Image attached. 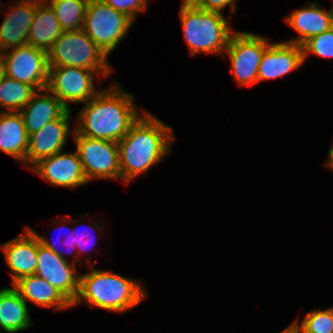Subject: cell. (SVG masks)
I'll use <instances>...</instances> for the list:
<instances>
[{
	"instance_id": "6da1fadb",
	"label": "cell",
	"mask_w": 333,
	"mask_h": 333,
	"mask_svg": "<svg viewBox=\"0 0 333 333\" xmlns=\"http://www.w3.org/2000/svg\"><path fill=\"white\" fill-rule=\"evenodd\" d=\"M119 83L101 90L84 103L77 114L78 127L73 135L119 142L141 117L133 96L120 89Z\"/></svg>"
},
{
	"instance_id": "7a4b0ae2",
	"label": "cell",
	"mask_w": 333,
	"mask_h": 333,
	"mask_svg": "<svg viewBox=\"0 0 333 333\" xmlns=\"http://www.w3.org/2000/svg\"><path fill=\"white\" fill-rule=\"evenodd\" d=\"M141 114L118 142L121 179L126 183L160 162L175 139L170 126L145 110Z\"/></svg>"
},
{
	"instance_id": "3957f363",
	"label": "cell",
	"mask_w": 333,
	"mask_h": 333,
	"mask_svg": "<svg viewBox=\"0 0 333 333\" xmlns=\"http://www.w3.org/2000/svg\"><path fill=\"white\" fill-rule=\"evenodd\" d=\"M141 285L135 279L92 267L89 273L80 275L79 292L72 306L85 301L92 307L121 313L146 298Z\"/></svg>"
},
{
	"instance_id": "277c9868",
	"label": "cell",
	"mask_w": 333,
	"mask_h": 333,
	"mask_svg": "<svg viewBox=\"0 0 333 333\" xmlns=\"http://www.w3.org/2000/svg\"><path fill=\"white\" fill-rule=\"evenodd\" d=\"M179 17L191 56L201 52L223 56L234 30L222 13L200 9L189 1L182 2Z\"/></svg>"
},
{
	"instance_id": "5b68a950",
	"label": "cell",
	"mask_w": 333,
	"mask_h": 333,
	"mask_svg": "<svg viewBox=\"0 0 333 333\" xmlns=\"http://www.w3.org/2000/svg\"><path fill=\"white\" fill-rule=\"evenodd\" d=\"M107 55L83 29L64 31L48 51L49 67H79L94 72H111Z\"/></svg>"
},
{
	"instance_id": "8992f818",
	"label": "cell",
	"mask_w": 333,
	"mask_h": 333,
	"mask_svg": "<svg viewBox=\"0 0 333 333\" xmlns=\"http://www.w3.org/2000/svg\"><path fill=\"white\" fill-rule=\"evenodd\" d=\"M133 21L102 0H89L82 29L108 56L125 37Z\"/></svg>"
},
{
	"instance_id": "52a82bcc",
	"label": "cell",
	"mask_w": 333,
	"mask_h": 333,
	"mask_svg": "<svg viewBox=\"0 0 333 333\" xmlns=\"http://www.w3.org/2000/svg\"><path fill=\"white\" fill-rule=\"evenodd\" d=\"M268 39L246 31H234L224 52L227 54L233 78L238 85L258 83V68L265 49L271 44Z\"/></svg>"
},
{
	"instance_id": "ba28073f",
	"label": "cell",
	"mask_w": 333,
	"mask_h": 333,
	"mask_svg": "<svg viewBox=\"0 0 333 333\" xmlns=\"http://www.w3.org/2000/svg\"><path fill=\"white\" fill-rule=\"evenodd\" d=\"M111 72H94L79 67H49L46 88L68 109L70 103H86L101 90L95 89L94 77L108 76ZM95 74V75H94Z\"/></svg>"
},
{
	"instance_id": "9c48e42d",
	"label": "cell",
	"mask_w": 333,
	"mask_h": 333,
	"mask_svg": "<svg viewBox=\"0 0 333 333\" xmlns=\"http://www.w3.org/2000/svg\"><path fill=\"white\" fill-rule=\"evenodd\" d=\"M83 172L92 179H121L118 142L74 135Z\"/></svg>"
},
{
	"instance_id": "30bf717a",
	"label": "cell",
	"mask_w": 333,
	"mask_h": 333,
	"mask_svg": "<svg viewBox=\"0 0 333 333\" xmlns=\"http://www.w3.org/2000/svg\"><path fill=\"white\" fill-rule=\"evenodd\" d=\"M3 56L7 77L33 86L36 90L46 88L49 74L48 52L26 44L4 51Z\"/></svg>"
},
{
	"instance_id": "8fae6325",
	"label": "cell",
	"mask_w": 333,
	"mask_h": 333,
	"mask_svg": "<svg viewBox=\"0 0 333 333\" xmlns=\"http://www.w3.org/2000/svg\"><path fill=\"white\" fill-rule=\"evenodd\" d=\"M78 254L70 264L38 240V263L35 274L57 288L71 303L79 292L80 275L77 274L76 263L80 261Z\"/></svg>"
},
{
	"instance_id": "7c38bea8",
	"label": "cell",
	"mask_w": 333,
	"mask_h": 333,
	"mask_svg": "<svg viewBox=\"0 0 333 333\" xmlns=\"http://www.w3.org/2000/svg\"><path fill=\"white\" fill-rule=\"evenodd\" d=\"M30 170L55 186L75 188L88 183L77 151H60L39 160Z\"/></svg>"
},
{
	"instance_id": "4fadbf2b",
	"label": "cell",
	"mask_w": 333,
	"mask_h": 333,
	"mask_svg": "<svg viewBox=\"0 0 333 333\" xmlns=\"http://www.w3.org/2000/svg\"><path fill=\"white\" fill-rule=\"evenodd\" d=\"M70 113L71 110H67L59 119L29 135L25 166L32 167L39 160L63 150L70 132Z\"/></svg>"
},
{
	"instance_id": "5bb4252c",
	"label": "cell",
	"mask_w": 333,
	"mask_h": 333,
	"mask_svg": "<svg viewBox=\"0 0 333 333\" xmlns=\"http://www.w3.org/2000/svg\"><path fill=\"white\" fill-rule=\"evenodd\" d=\"M24 228L25 234L0 244L11 270L12 285L22 277L34 275L38 263V238L28 227Z\"/></svg>"
},
{
	"instance_id": "9a60e30c",
	"label": "cell",
	"mask_w": 333,
	"mask_h": 333,
	"mask_svg": "<svg viewBox=\"0 0 333 333\" xmlns=\"http://www.w3.org/2000/svg\"><path fill=\"white\" fill-rule=\"evenodd\" d=\"M304 63L303 48L299 44L273 42L264 51L258 68V82L280 78Z\"/></svg>"
},
{
	"instance_id": "2e32d148",
	"label": "cell",
	"mask_w": 333,
	"mask_h": 333,
	"mask_svg": "<svg viewBox=\"0 0 333 333\" xmlns=\"http://www.w3.org/2000/svg\"><path fill=\"white\" fill-rule=\"evenodd\" d=\"M16 4L15 7L12 5L9 12L6 11V18L0 26L1 52L28 44V34L36 10V0H20Z\"/></svg>"
},
{
	"instance_id": "e0dca14e",
	"label": "cell",
	"mask_w": 333,
	"mask_h": 333,
	"mask_svg": "<svg viewBox=\"0 0 333 333\" xmlns=\"http://www.w3.org/2000/svg\"><path fill=\"white\" fill-rule=\"evenodd\" d=\"M286 23L299 33V37L287 43L302 46L308 39L319 35L333 27V10H323L320 4H306L305 7L295 10L285 18Z\"/></svg>"
},
{
	"instance_id": "ac0fdd59",
	"label": "cell",
	"mask_w": 333,
	"mask_h": 333,
	"mask_svg": "<svg viewBox=\"0 0 333 333\" xmlns=\"http://www.w3.org/2000/svg\"><path fill=\"white\" fill-rule=\"evenodd\" d=\"M67 110L63 103L45 88L37 90L31 101L19 113L22 116L25 130L30 135L39 131L48 122L59 119Z\"/></svg>"
},
{
	"instance_id": "d6986e66",
	"label": "cell",
	"mask_w": 333,
	"mask_h": 333,
	"mask_svg": "<svg viewBox=\"0 0 333 333\" xmlns=\"http://www.w3.org/2000/svg\"><path fill=\"white\" fill-rule=\"evenodd\" d=\"M20 296L42 308L62 310L72 307V303L45 279L34 274L20 278L13 284Z\"/></svg>"
},
{
	"instance_id": "ffe728a7",
	"label": "cell",
	"mask_w": 333,
	"mask_h": 333,
	"mask_svg": "<svg viewBox=\"0 0 333 333\" xmlns=\"http://www.w3.org/2000/svg\"><path fill=\"white\" fill-rule=\"evenodd\" d=\"M63 32L48 0H36V10L28 34V44L48 52Z\"/></svg>"
},
{
	"instance_id": "44dd1931",
	"label": "cell",
	"mask_w": 333,
	"mask_h": 333,
	"mask_svg": "<svg viewBox=\"0 0 333 333\" xmlns=\"http://www.w3.org/2000/svg\"><path fill=\"white\" fill-rule=\"evenodd\" d=\"M28 139L20 113L0 110V151L24 163Z\"/></svg>"
},
{
	"instance_id": "7402d4cb",
	"label": "cell",
	"mask_w": 333,
	"mask_h": 333,
	"mask_svg": "<svg viewBox=\"0 0 333 333\" xmlns=\"http://www.w3.org/2000/svg\"><path fill=\"white\" fill-rule=\"evenodd\" d=\"M31 321L27 302L19 292L14 287L0 289V327L16 333L29 328Z\"/></svg>"
},
{
	"instance_id": "603a6c76",
	"label": "cell",
	"mask_w": 333,
	"mask_h": 333,
	"mask_svg": "<svg viewBox=\"0 0 333 333\" xmlns=\"http://www.w3.org/2000/svg\"><path fill=\"white\" fill-rule=\"evenodd\" d=\"M37 90L30 85L4 75L0 80V107L7 112H19Z\"/></svg>"
},
{
	"instance_id": "cb8c5ba5",
	"label": "cell",
	"mask_w": 333,
	"mask_h": 333,
	"mask_svg": "<svg viewBox=\"0 0 333 333\" xmlns=\"http://www.w3.org/2000/svg\"><path fill=\"white\" fill-rule=\"evenodd\" d=\"M89 0H49L63 31L81 30Z\"/></svg>"
},
{
	"instance_id": "d4e9b609",
	"label": "cell",
	"mask_w": 333,
	"mask_h": 333,
	"mask_svg": "<svg viewBox=\"0 0 333 333\" xmlns=\"http://www.w3.org/2000/svg\"><path fill=\"white\" fill-rule=\"evenodd\" d=\"M301 333H333V307L325 310H312L299 324L295 321Z\"/></svg>"
},
{
	"instance_id": "484cf974",
	"label": "cell",
	"mask_w": 333,
	"mask_h": 333,
	"mask_svg": "<svg viewBox=\"0 0 333 333\" xmlns=\"http://www.w3.org/2000/svg\"><path fill=\"white\" fill-rule=\"evenodd\" d=\"M302 48L304 61L312 53L324 58H333V27L308 39Z\"/></svg>"
},
{
	"instance_id": "4316f807",
	"label": "cell",
	"mask_w": 333,
	"mask_h": 333,
	"mask_svg": "<svg viewBox=\"0 0 333 333\" xmlns=\"http://www.w3.org/2000/svg\"><path fill=\"white\" fill-rule=\"evenodd\" d=\"M113 9L125 14L132 21L135 20L138 12L147 8L148 0H102Z\"/></svg>"
},
{
	"instance_id": "83f0119b",
	"label": "cell",
	"mask_w": 333,
	"mask_h": 333,
	"mask_svg": "<svg viewBox=\"0 0 333 333\" xmlns=\"http://www.w3.org/2000/svg\"><path fill=\"white\" fill-rule=\"evenodd\" d=\"M191 1L196 7L206 10V11H216L222 13L226 6H231V15L236 10L237 0H182V2Z\"/></svg>"
},
{
	"instance_id": "f1b7e54d",
	"label": "cell",
	"mask_w": 333,
	"mask_h": 333,
	"mask_svg": "<svg viewBox=\"0 0 333 333\" xmlns=\"http://www.w3.org/2000/svg\"><path fill=\"white\" fill-rule=\"evenodd\" d=\"M28 228L36 235V237L38 238L39 242L42 245H44L45 247H47L50 250H52L54 253H56L57 255H59L62 259L66 260V258L64 257L65 253L64 252L61 253V251L57 248V246H55L53 243H50L47 238L45 239L44 237H42L41 235H39L37 232H35L32 228H30L29 226H28ZM69 234H68L69 235L68 239L66 238L64 240L65 244H63V245L68 246L67 248L72 249V248L76 247V245H75V238L76 237L73 236V230H71L69 232ZM60 241H62V240H60ZM70 251L72 252V250H70Z\"/></svg>"
},
{
	"instance_id": "f546056e",
	"label": "cell",
	"mask_w": 333,
	"mask_h": 333,
	"mask_svg": "<svg viewBox=\"0 0 333 333\" xmlns=\"http://www.w3.org/2000/svg\"><path fill=\"white\" fill-rule=\"evenodd\" d=\"M73 229V236H75V245L76 248L79 249L80 251L82 249L87 250V247L90 245V242L92 241V237L91 234L85 230V231H81V233H79L77 230L75 231L74 228ZM77 233V234H76ZM92 238V239H91ZM94 240V239H93ZM93 242V241H92ZM91 250V249H90Z\"/></svg>"
},
{
	"instance_id": "4dcf8cb0",
	"label": "cell",
	"mask_w": 333,
	"mask_h": 333,
	"mask_svg": "<svg viewBox=\"0 0 333 333\" xmlns=\"http://www.w3.org/2000/svg\"><path fill=\"white\" fill-rule=\"evenodd\" d=\"M280 333H301V332L296 323L293 322L291 325H289L285 330H283Z\"/></svg>"
},
{
	"instance_id": "1f68e13d",
	"label": "cell",
	"mask_w": 333,
	"mask_h": 333,
	"mask_svg": "<svg viewBox=\"0 0 333 333\" xmlns=\"http://www.w3.org/2000/svg\"><path fill=\"white\" fill-rule=\"evenodd\" d=\"M328 160L326 161V167H331L333 169V145L328 151Z\"/></svg>"
},
{
	"instance_id": "d6a6232c",
	"label": "cell",
	"mask_w": 333,
	"mask_h": 333,
	"mask_svg": "<svg viewBox=\"0 0 333 333\" xmlns=\"http://www.w3.org/2000/svg\"><path fill=\"white\" fill-rule=\"evenodd\" d=\"M5 75V69H4V56L3 52L0 51V80Z\"/></svg>"
}]
</instances>
